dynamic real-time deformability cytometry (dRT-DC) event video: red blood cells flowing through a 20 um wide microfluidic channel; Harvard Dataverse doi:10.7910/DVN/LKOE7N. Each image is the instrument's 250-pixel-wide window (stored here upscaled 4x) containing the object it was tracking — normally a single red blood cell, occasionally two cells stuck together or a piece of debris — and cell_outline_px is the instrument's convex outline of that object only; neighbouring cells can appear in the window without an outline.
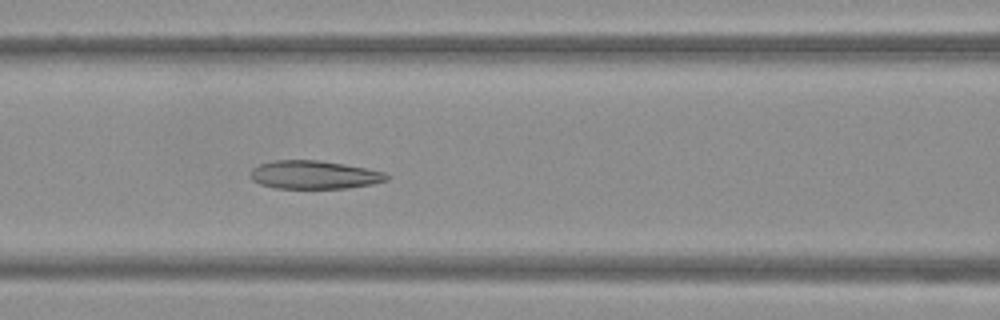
{"species": "Egyptian fruit bat (a non-hibernating species)", "species_latin": "Rousettus aegyptiacus", "temperature_condition": "warm", "stored_images_in_passage": 50, "camera_frame_rate_fps": 3000, "um_per_image_px": 0.085, "frame": {"image": 1, "passage_image": 22, "time_ms": 7.0, "image_size_px": [1000, 320], "cell_outline_px": [[392, 176], [388, 180], [372, 184], [348, 188], [276, 188], [260, 184], [252, 180], [252, 168], [260, 164], [276, 160], [320, 160], [344, 164], [384, 172]], "centroid_in_image_um": [26.74, 14.86], "position_along_channel_um": 139.9, "area_um2": 22.37}}
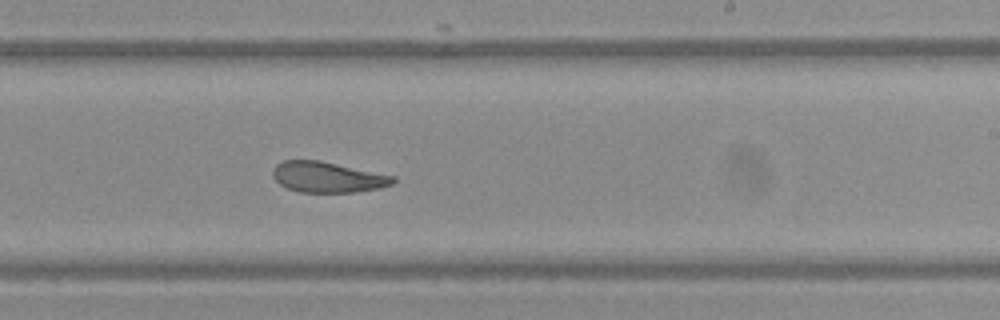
{"frame": {"image": 2, "passage_image": 31, "time_ms": 10.0, "image_size_px": [1000, 320], "cell_outline_px": [[396, 180], [392, 184], [380, 188], [352, 192], [300, 192], [288, 188], [280, 184], [272, 176], [272, 168], [276, 164], [284, 160], [320, 160], [396, 176]], "centroid_in_image_um": [27.84, 15.04], "position_along_channel_um": 261.2, "area_um2": 21.56}}
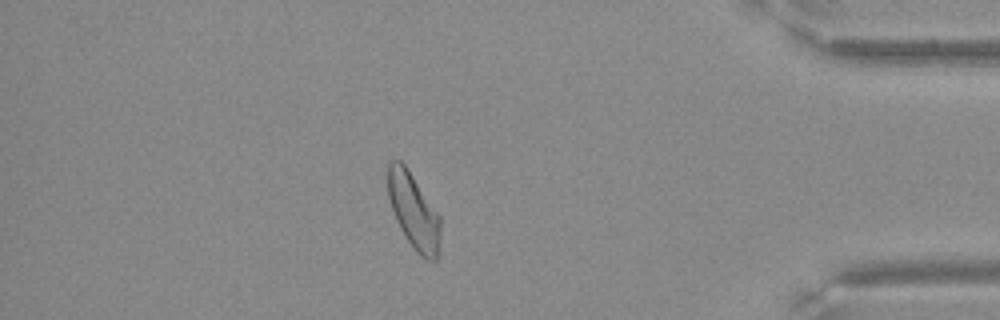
{"frame": {"image": 3, "passage_image": 44, "time_ms": 14.333, "image_size_px": [1000, 320], "cell_outline_px": [[440, 240], [436, 260], [428, 260], [420, 256], [416, 252], [400, 228], [396, 220], [388, 196], [388, 160], [400, 160], [408, 168], [440, 216]], "centroid_in_image_um": [35.16, 17.93], "position_along_channel_um": 400.0, "area_um2": 23.0}}